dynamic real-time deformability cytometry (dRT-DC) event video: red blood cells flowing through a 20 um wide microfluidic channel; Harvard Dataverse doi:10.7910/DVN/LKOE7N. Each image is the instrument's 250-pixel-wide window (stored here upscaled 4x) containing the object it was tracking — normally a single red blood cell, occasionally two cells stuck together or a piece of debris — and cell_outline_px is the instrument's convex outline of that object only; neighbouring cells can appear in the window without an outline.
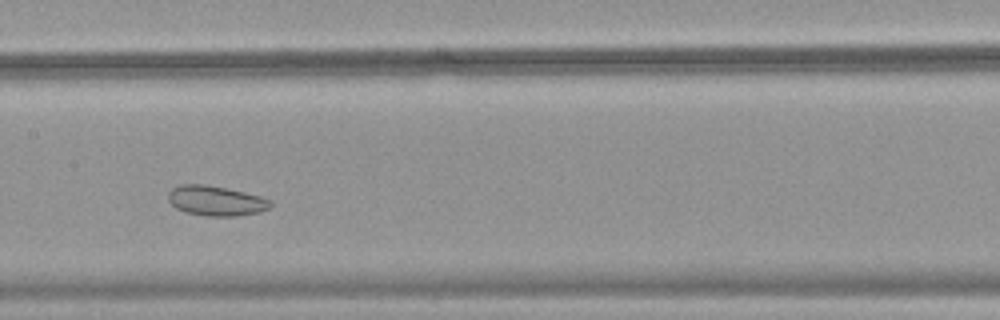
{"species": "common noctule bat (a hibernating species)", "species_latin": "Nyctalus noctula", "temperature_condition": "warm", "stored_images_in_passage": 38, "camera_frame_rate_fps": 3000, "um_per_image_px": 0.085, "animal": {"sex": "female", "body_mass_g": 18.4}, "frame": {"image": 1, "passage_image": 19, "time_ms": 6.0, "image_size_px": [1000, 320], "cell_outline_px": [[272, 204], [268, 208], [260, 212], [236, 216], [208, 216], [184, 212], [176, 208], [168, 200], [168, 192], [172, 188], [180, 184], [204, 184], [244, 192], [260, 196], [272, 200]], "centroid_in_image_um": [18.34, 17.07], "position_along_channel_um": 189.1, "area_um2": 17.86}}
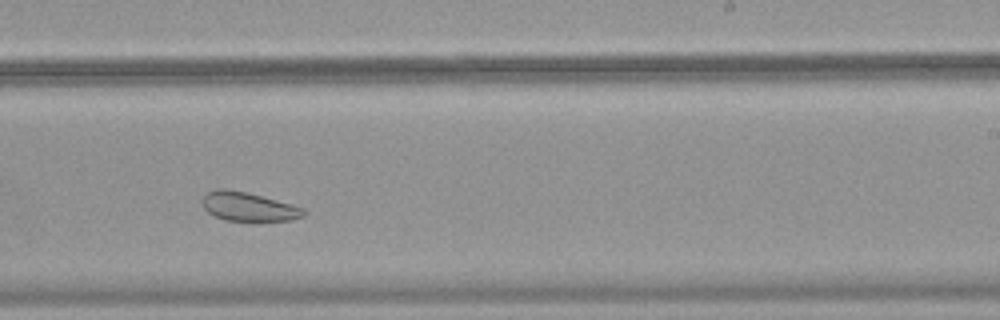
{"frame": {"image": 2, "passage_image": 25, "time_ms": 8.0, "image_size_px": [1000, 320], "cell_outline_px": [[304, 216], [292, 220], [228, 220], [216, 216], [208, 212], [204, 208], [204, 196], [208, 192], [216, 188], [224, 188], [244, 192], [292, 204], [304, 208]], "centroid_in_image_um": [21.13, 17.56], "position_along_channel_um": 267.9, "area_um2": 16.53}}
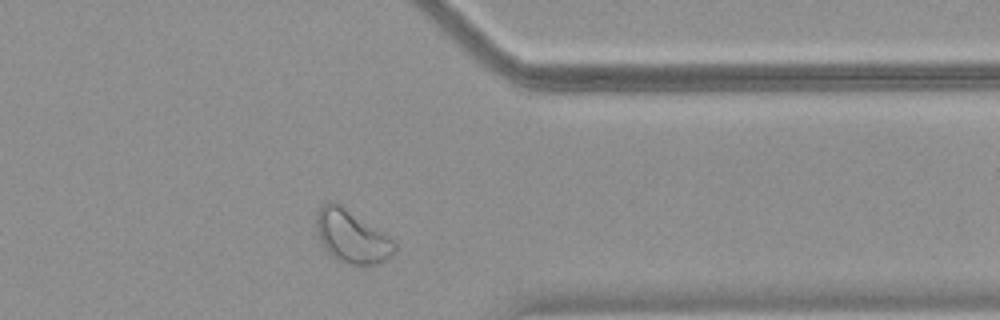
{"frame": {"image": 3, "passage_image": 34, "time_ms": 11.0, "image_size_px": [1000, 320], "cell_outline_px": [[396, 248], [392, 256], [376, 264], [348, 264], [336, 260], [324, 248], [320, 240], [316, 228], [316, 216], [320, 208], [324, 204], [332, 200], [340, 204], [388, 236], [396, 244]], "centroid_in_image_um": [29.88, 20.11], "position_along_channel_um": 381.5, "area_um2": 23.7}}